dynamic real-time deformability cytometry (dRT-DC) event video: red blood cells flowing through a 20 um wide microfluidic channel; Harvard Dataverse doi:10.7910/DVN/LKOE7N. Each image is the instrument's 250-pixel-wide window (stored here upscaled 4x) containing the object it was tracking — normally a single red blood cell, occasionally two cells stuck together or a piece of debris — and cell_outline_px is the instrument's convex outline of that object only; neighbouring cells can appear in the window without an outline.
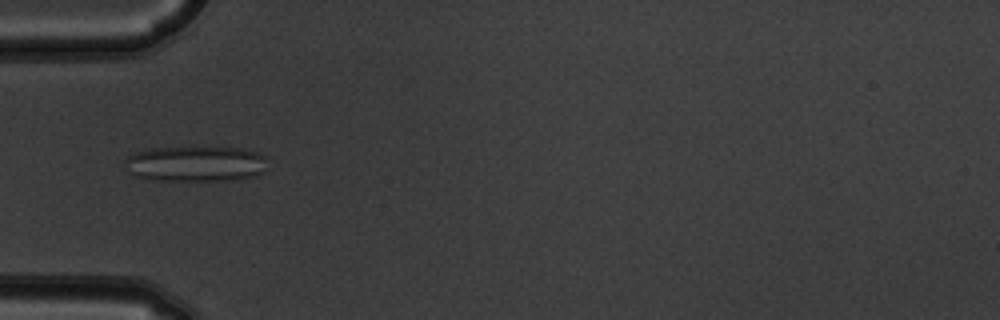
{"species": "common noctule bat (a hibernating species)", "species_latin": "Nyctalus noctula", "temperature_condition": "warm", "stored_images_in_passage": 1, "camera_frame_rate_fps": 3000, "um_per_image_px": 0.085, "animal": {"sex": "male", "body_mass_g": 19.5, "forearm_length_mm": 54.6}, "frame": {"image": 1, "passage_image": 1, "time_ms": 0.0, "image_size_px": [1000, 320], "cell_outline_px": [[268, 156], [260, 172], [252, 176], [236, 180], [148, 180], [132, 176], [128, 172], [124, 160], [128, 156], [136, 152], [148, 148], [192, 144], [196, 144], [240, 148], [260, 152]], "centroid_in_image_um": [16.57, 13.86], "position_along_channel_um": 68.4, "area_um2": 30.92}}